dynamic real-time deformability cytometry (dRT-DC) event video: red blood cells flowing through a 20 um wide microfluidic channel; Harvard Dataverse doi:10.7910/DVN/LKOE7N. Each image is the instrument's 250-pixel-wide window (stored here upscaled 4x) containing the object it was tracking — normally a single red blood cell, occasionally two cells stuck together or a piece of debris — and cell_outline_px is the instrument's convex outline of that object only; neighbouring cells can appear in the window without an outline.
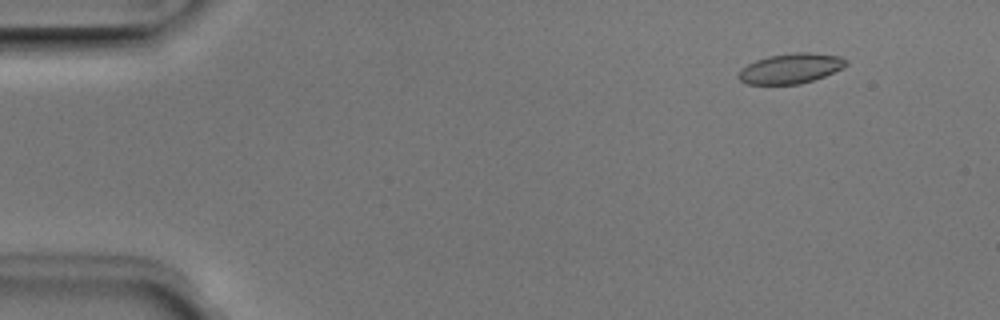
{"species": "Egyptian fruit bat (a non-hibernating species)", "species_latin": "Rousettus aegyptiacus", "temperature_condition": "room temperature", "stored_images_in_passage": 5, "camera_frame_rate_fps": 3000, "um_per_image_px": 0.085, "animal": {"sex": "male"}, "frame": {"image": 1, "passage_image": 2, "time_ms": 0.333, "image_size_px": [1000, 320], "cell_outline_px": [[848, 64], [844, 68], [824, 76], [800, 84], [748, 84], [740, 80], [736, 76], [740, 68], [756, 60], [768, 56], [796, 52], [808, 52], [840, 56], [848, 60]], "centroid_in_image_um": [67.21, 5.81], "position_along_channel_um": 17.8, "area_um2": 18.96}}
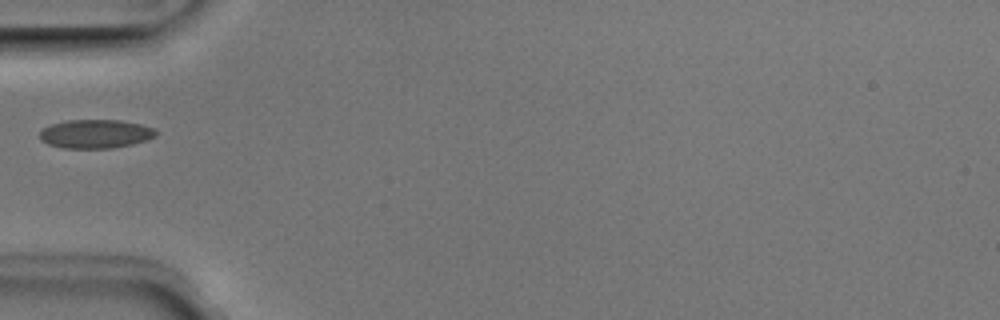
{"frame": {"image": 2, "passage_image": 4, "time_ms": 1.0, "image_size_px": [1000, 320], "cell_outline_px": [[156, 136], [132, 144], [112, 148], [64, 148], [48, 144], [40, 140], [40, 132], [44, 128], [52, 124], [68, 120], [120, 120], [140, 124], [156, 128]], "centroid_in_image_um": [8.12, 11.38], "position_along_channel_um": 76.9, "area_um2": 19.36}}